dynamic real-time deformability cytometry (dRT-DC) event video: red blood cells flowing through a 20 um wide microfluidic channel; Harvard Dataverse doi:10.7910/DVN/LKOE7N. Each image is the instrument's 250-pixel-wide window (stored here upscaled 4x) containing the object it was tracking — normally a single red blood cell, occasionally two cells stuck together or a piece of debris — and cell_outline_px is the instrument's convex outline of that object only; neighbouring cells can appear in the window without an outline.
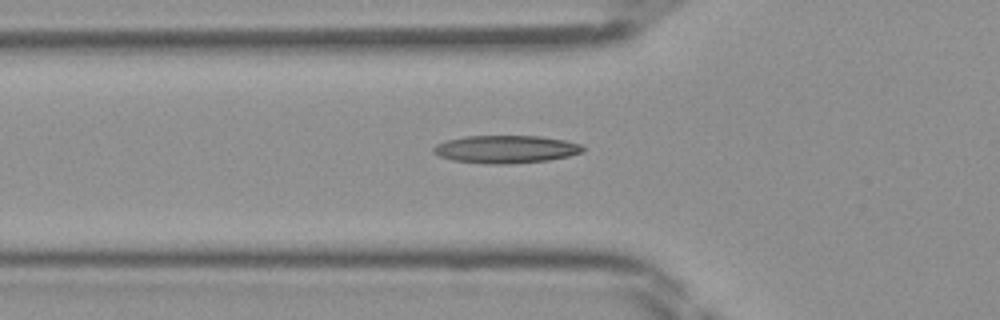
{"species": "Egyptian fruit bat (a non-hibernating species)", "species_latin": "Rousettus aegyptiacus", "temperature_condition": "room temperature", "stored_images_in_passage": 42, "camera_frame_rate_fps": 3000, "um_per_image_px": 0.085, "frame": {"image": 1, "passage_image": 16, "time_ms": 5.0, "image_size_px": [1000, 320], "cell_outline_px": [[584, 152], [568, 156], [548, 160], [508, 164], [484, 164], [452, 160], [440, 156], [432, 152], [432, 148], [436, 144], [448, 140], [464, 136], [540, 136], [564, 140], [580, 144], [584, 148]], "centroid_in_image_um": [42.98, 12.69], "position_along_channel_um": 82.8, "area_um2": 24.22}}
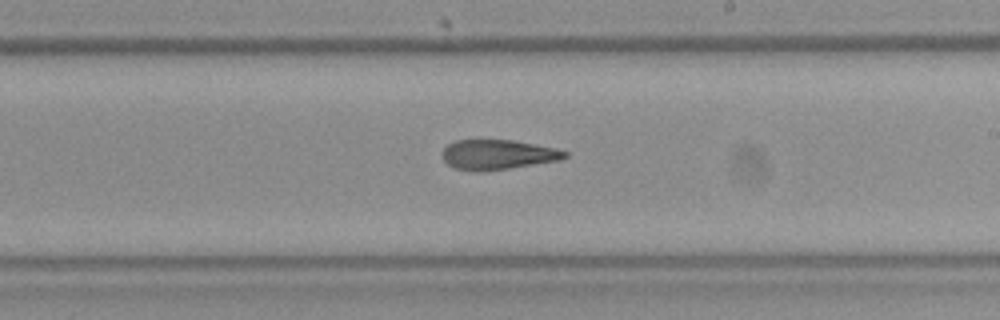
{"frame": {"image": 2, "passage_image": 27, "time_ms": 8.667, "image_size_px": [1000, 320], "cell_outline_px": [[568, 156], [560, 160], [484, 172], [476, 172], [456, 168], [448, 164], [440, 156], [440, 152], [448, 144], [456, 140], [512, 140], [556, 148], [568, 152]], "centroid_in_image_um": [42.28, 13.15], "position_along_channel_um": 246.7, "area_um2": 21.44}}
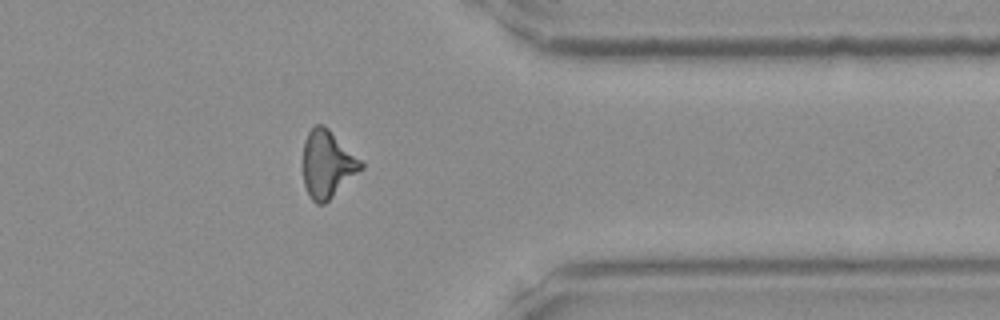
{"frame": {"image": 3, "passage_image": 37, "time_ms": 12.0, "image_size_px": [1000, 320], "cell_outline_px": [[364, 168], [324, 204], [316, 204], [308, 196], [304, 184], [304, 140], [308, 132], [316, 124], [324, 124], [364, 164]], "centroid_in_image_um": [27.82, 13.97], "position_along_channel_um": 383.6, "area_um2": 22.48}}